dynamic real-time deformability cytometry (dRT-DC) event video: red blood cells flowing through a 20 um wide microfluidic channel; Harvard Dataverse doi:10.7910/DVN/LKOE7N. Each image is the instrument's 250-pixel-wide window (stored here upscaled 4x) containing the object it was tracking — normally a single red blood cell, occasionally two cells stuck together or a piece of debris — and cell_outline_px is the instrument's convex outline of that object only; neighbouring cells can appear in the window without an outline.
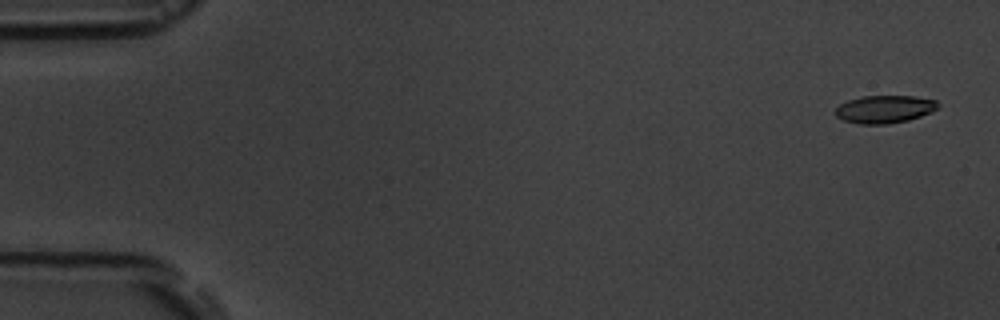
{"species": "common noctule bat (a hibernating species)", "species_latin": "Nyctalus noctula", "temperature_condition": "room temperature", "stored_images_in_passage": 4, "camera_frame_rate_fps": 3000, "um_per_image_px": 0.085, "animal": {"sex": "male", "body_mass_g": 19.5, "forearm_length_mm": 54.6}, "frame": {"image": 1, "passage_image": 1, "time_ms": 0.0, "image_size_px": [1000, 320], "cell_outline_px": [[940, 104], [932, 112], [908, 120], [888, 124], [860, 124], [844, 120], [836, 116], [836, 108], [840, 104], [848, 100], [860, 96], [916, 96], [936, 100]], "centroid_in_image_um": [75.2, 9.27], "position_along_channel_um": 9.8, "area_um2": 16.59}}